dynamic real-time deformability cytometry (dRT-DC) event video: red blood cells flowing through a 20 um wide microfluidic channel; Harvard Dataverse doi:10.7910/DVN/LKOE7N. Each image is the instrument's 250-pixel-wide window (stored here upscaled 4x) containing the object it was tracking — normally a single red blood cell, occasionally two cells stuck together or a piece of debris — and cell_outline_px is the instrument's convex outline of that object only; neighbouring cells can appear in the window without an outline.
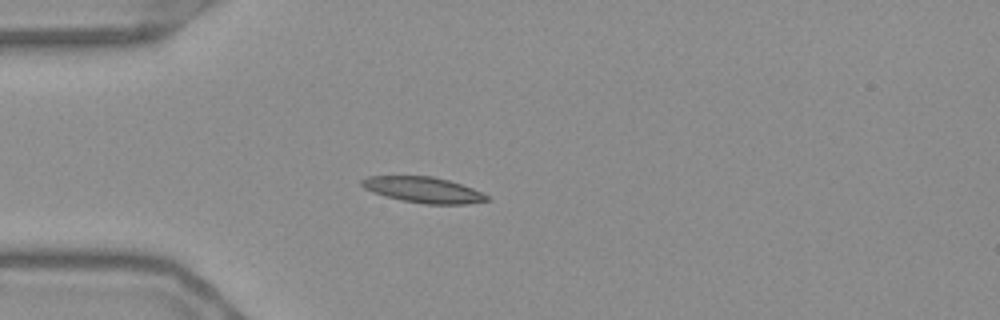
{"species": "Egyptian fruit bat (a non-hibernating species)", "species_latin": "Rousettus aegyptiacus", "temperature_condition": "warm", "stored_images_in_passage": 41, "camera_frame_rate_fps": 3000, "um_per_image_px": 0.085, "frame": {"image": 1, "passage_image": 1, "time_ms": 0.0, "image_size_px": [1000, 320], "cell_outline_px": [[492, 200], [468, 204], [428, 204], [404, 200], [384, 196], [372, 192], [364, 188], [360, 184], [360, 180], [368, 176], [432, 176], [448, 180], [472, 188], [488, 196]], "centroid_in_image_um": [35.97, 16.13], "position_along_channel_um": 49.0, "area_um2": 18.73}}
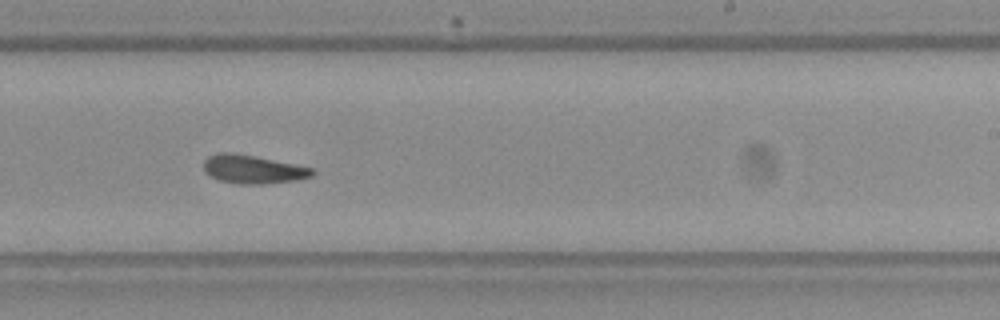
{"frame": {"image": 2, "passage_image": 20, "time_ms": 6.333, "image_size_px": [1000, 320], "cell_outline_px": [[316, 172], [312, 176], [296, 180], [260, 184], [240, 184], [220, 180], [204, 172], [204, 160], [208, 156], [220, 152], [232, 152], [256, 156], [312, 168]], "centroid_in_image_um": [21.48, 14.38], "position_along_channel_um": 267.5, "area_um2": 17.92}}
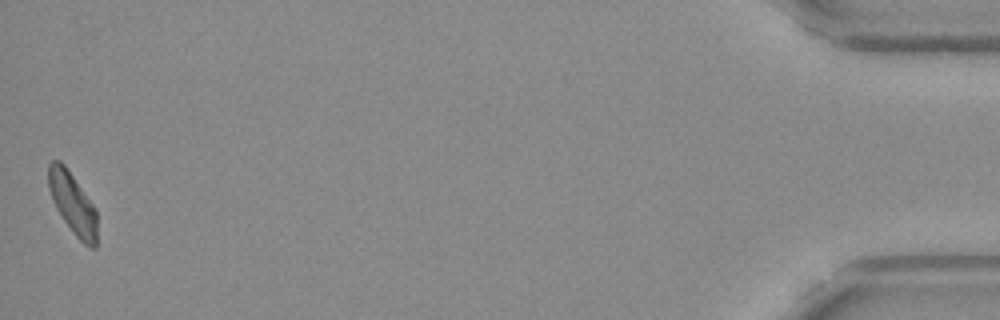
{"frame": {"image": 3, "passage_image": 41, "time_ms": 13.333, "image_size_px": [1000, 320], "cell_outline_px": [[96, 248], [92, 248], [84, 244], [76, 236], [64, 220], [56, 208], [52, 200], [48, 188], [48, 164], [52, 160], [60, 160], [64, 164], [92, 204], [96, 212]], "centroid_in_image_um": [6.14, 17.27], "position_along_channel_um": 429.1, "area_um2": 17.05}, "authors_computed_cell_mechanics": {"area_um2": 18.0336, "velocity_mm_per_s": 3.6589, "shape_relaxation_time_tau1_ms": null, "shape_relaxation_time_tau2_ms": 4.4873, "deformation_change_tau1": null, "deformation_change_tau2": 0.1238}}